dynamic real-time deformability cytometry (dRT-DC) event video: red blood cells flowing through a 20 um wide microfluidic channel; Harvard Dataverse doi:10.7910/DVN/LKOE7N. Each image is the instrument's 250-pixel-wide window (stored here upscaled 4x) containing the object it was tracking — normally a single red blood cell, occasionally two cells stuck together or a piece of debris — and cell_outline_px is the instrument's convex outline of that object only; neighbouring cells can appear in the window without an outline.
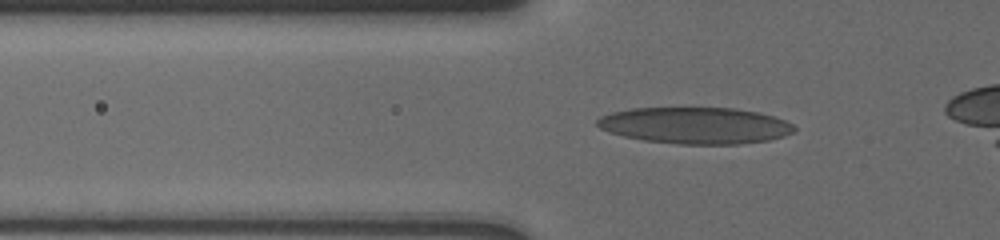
{"species": "human", "species_latin": "Homo sapiens", "temperature_condition": "cold", "stored_images_in_passage": 19, "camera_frame_rate_fps": 3000, "um_per_image_px": 0.085, "donor": {"sex": "male"}, "frame": {"image": 1, "passage_image": 5, "time_ms": 2.0, "image_size_px": [1000, 240], "cell_outline_px": [[796, 128], [792, 132], [784, 136], [768, 140], [736, 144], [680, 144], [644, 140], [624, 136], [608, 132], [600, 128], [596, 124], [596, 120], [600, 116], [612, 112], [632, 108], [736, 108], [760, 112], [784, 120], [792, 124]], "centroid_in_image_um": [59.08, 10.66], "position_along_channel_um": 66.7, "area_um2": 41.85}}
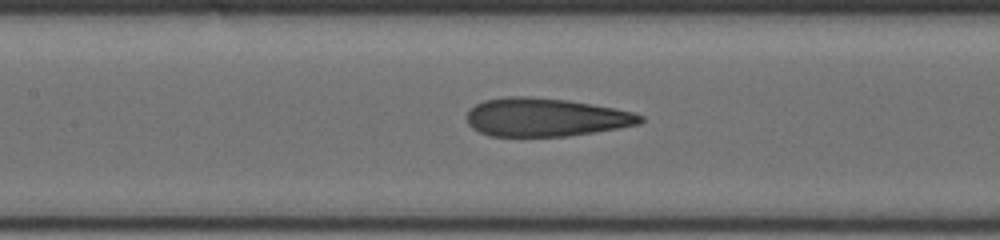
{"frame": {"image": 2, "passage_image": 12, "time_ms": 4.667, "image_size_px": [1000, 240], "cell_outline_px": [[644, 120], [640, 124], [568, 136], [488, 136], [472, 128], [468, 124], [468, 112], [476, 104], [484, 100], [508, 96], [528, 96], [568, 100], [612, 108], [632, 112], [644, 116]], "centroid_in_image_um": [46.35, 9.97], "position_along_channel_um": 161.0, "area_um2": 38.49}}
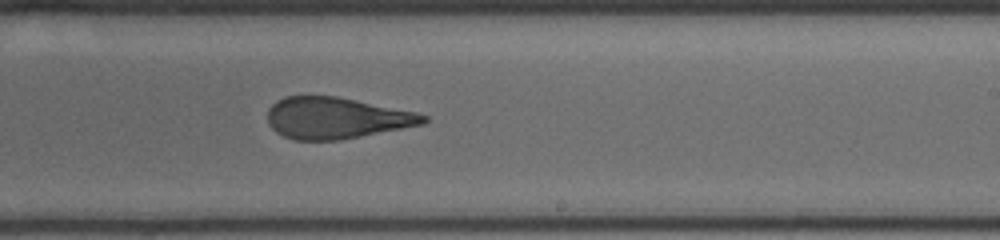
{"frame": {"image": 3, "passage_image": 19, "time_ms": 7.333, "image_size_px": [1000, 240], "cell_outline_px": [[428, 120], [424, 124], [340, 140], [292, 140], [276, 132], [268, 124], [268, 108], [276, 100], [284, 96], [336, 96], [416, 112], [428, 116]], "centroid_in_image_um": [28.55, 10.03], "position_along_channel_um": 260.4, "area_um2": 37.57}}